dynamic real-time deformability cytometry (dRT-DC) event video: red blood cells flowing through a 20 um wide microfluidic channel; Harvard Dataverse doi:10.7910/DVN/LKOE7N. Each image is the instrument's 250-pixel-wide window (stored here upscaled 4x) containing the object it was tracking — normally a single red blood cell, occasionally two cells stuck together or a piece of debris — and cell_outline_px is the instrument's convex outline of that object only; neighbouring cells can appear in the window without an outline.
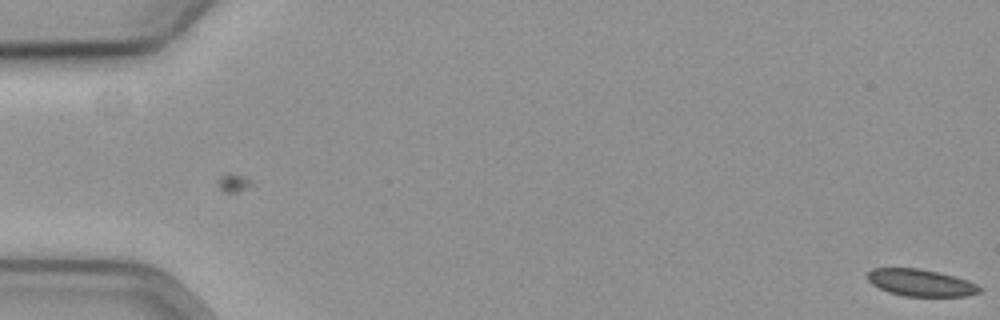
{"species": "common noctule bat (a hibernating species)", "species_latin": "Nyctalus noctula", "temperature_condition": "cold", "stored_images_in_passage": 4, "camera_frame_rate_fps": 3000, "um_per_image_px": 0.085, "animal": {"sex": "female", "body_mass_g": 19.3, "forearm_length_mm": 54.1}, "frame": {"image": 1, "passage_image": 4, "time_ms": 1.0, "image_size_px": [1000, 320], "cell_outline_px": [[984, 288], [980, 292], [968, 296], [904, 296], [888, 292], [872, 284], [868, 280], [868, 272], [872, 268], [920, 268], [940, 272], [968, 280]], "centroid_in_image_um": [78.3, 24.03], "position_along_channel_um": 6.7, "area_um2": 17.74}}